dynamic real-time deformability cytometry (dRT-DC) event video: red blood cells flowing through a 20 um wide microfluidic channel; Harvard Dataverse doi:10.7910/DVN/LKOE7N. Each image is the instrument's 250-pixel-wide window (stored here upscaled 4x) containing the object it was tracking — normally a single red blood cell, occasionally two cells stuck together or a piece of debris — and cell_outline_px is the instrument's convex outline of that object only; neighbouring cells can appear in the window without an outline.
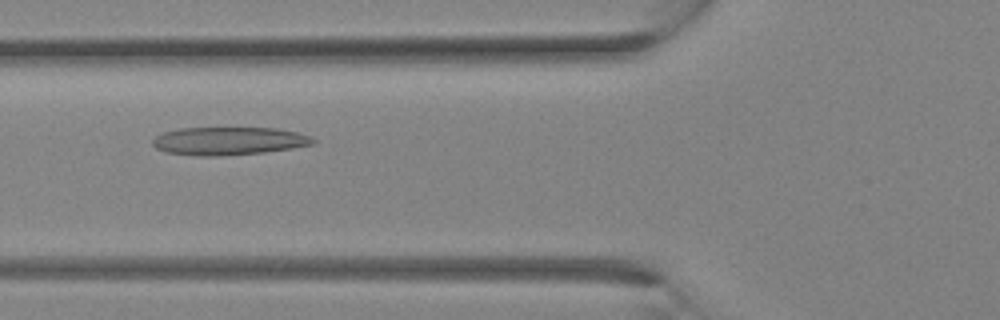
{"species": "Egyptian fruit bat (a non-hibernating species)", "species_latin": "Rousettus aegyptiacus", "temperature_condition": "room temperature", "stored_images_in_passage": 32, "camera_frame_rate_fps": 3000, "um_per_image_px": 0.085, "animal": {"sex": "female"}, "frame": {"image": 1, "passage_image": 12, "time_ms": 3.667, "image_size_px": [1000, 320], "cell_outline_px": [[316, 140], [312, 144], [292, 148], [264, 152], [220, 156], [196, 156], [164, 152], [156, 148], [152, 144], [152, 140], [156, 136], [164, 132], [180, 128], [276, 128], [296, 132], [308, 136]], "centroid_in_image_um": [19.39, 11.99], "position_along_channel_um": 106.4, "area_um2": 26.13}}
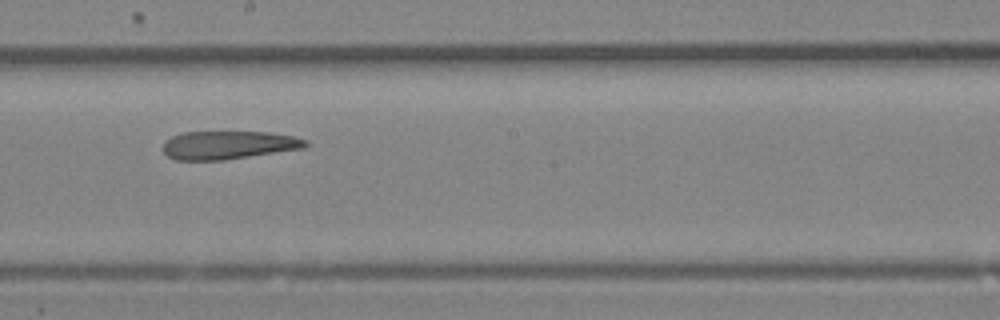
{"frame": {"image": 2, "passage_image": 18, "time_ms": 5.667, "image_size_px": [1000, 320], "cell_outline_px": [[308, 144], [304, 148], [224, 160], [176, 160], [168, 156], [164, 152], [164, 144], [172, 136], [184, 132], [268, 132], [292, 136], [308, 140]], "centroid_in_image_um": [19.43, 12.33], "position_along_channel_um": 228.8, "area_um2": 23.29}}
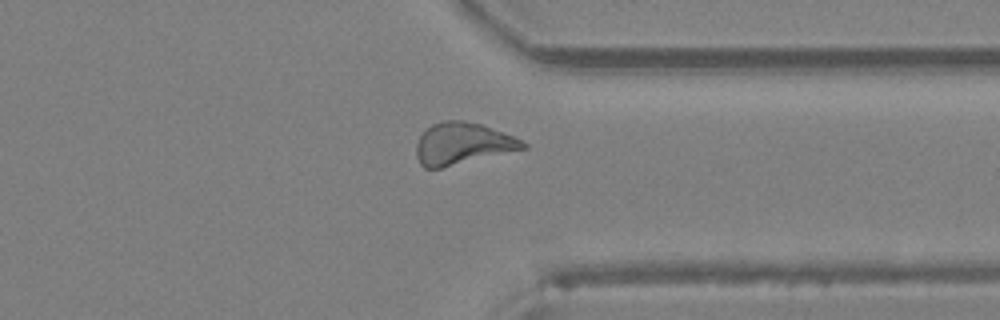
{"frame": {"image": 3, "passage_image": 25, "time_ms": 8.0, "image_size_px": [1000, 320], "cell_outline_px": [[528, 148], [440, 168], [424, 168], [420, 164], [416, 156], [416, 144], [420, 136], [432, 124], [444, 120], [464, 120], [480, 124], [512, 136], [528, 144]], "centroid_in_image_um": [39.29, 12.21], "position_along_channel_um": 372.1, "area_um2": 25.72}}